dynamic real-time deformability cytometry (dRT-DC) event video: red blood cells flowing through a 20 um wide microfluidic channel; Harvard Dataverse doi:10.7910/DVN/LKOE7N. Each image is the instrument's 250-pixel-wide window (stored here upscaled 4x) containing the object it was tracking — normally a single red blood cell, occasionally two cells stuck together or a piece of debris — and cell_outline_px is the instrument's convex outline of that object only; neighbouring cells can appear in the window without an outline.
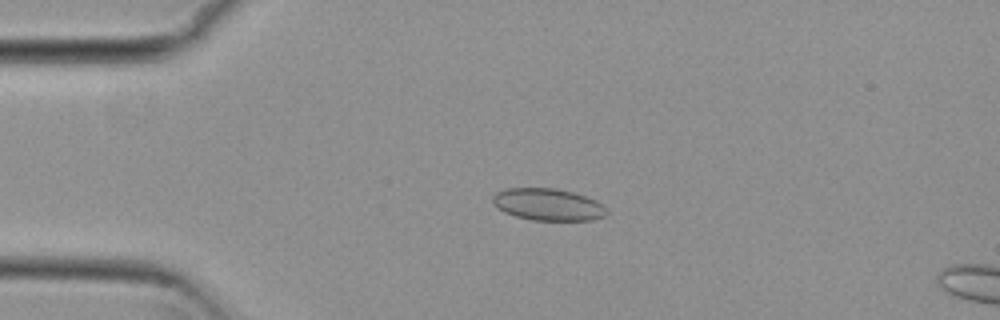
{"species": "common noctule bat (a hibernating species)", "species_latin": "Nyctalus noctula", "temperature_condition": "cold", "stored_images_in_passage": 16, "camera_frame_rate_fps": 3000, "um_per_image_px": 0.085, "animal": {"sex": "female", "body_mass_g": 29.2, "forearm_length_mm": 56.3}, "frame": {"image": 1, "passage_image": 12, "time_ms": 3.667, "image_size_px": [1000, 320], "cell_outline_px": [[608, 212], [604, 216], [592, 220], [532, 220], [516, 216], [504, 212], [496, 208], [492, 204], [492, 196], [496, 192], [504, 188], [556, 188], [572, 192], [596, 200]], "centroid_in_image_um": [46.51, 17.38], "position_along_channel_um": 38.5, "area_um2": 21.27}}